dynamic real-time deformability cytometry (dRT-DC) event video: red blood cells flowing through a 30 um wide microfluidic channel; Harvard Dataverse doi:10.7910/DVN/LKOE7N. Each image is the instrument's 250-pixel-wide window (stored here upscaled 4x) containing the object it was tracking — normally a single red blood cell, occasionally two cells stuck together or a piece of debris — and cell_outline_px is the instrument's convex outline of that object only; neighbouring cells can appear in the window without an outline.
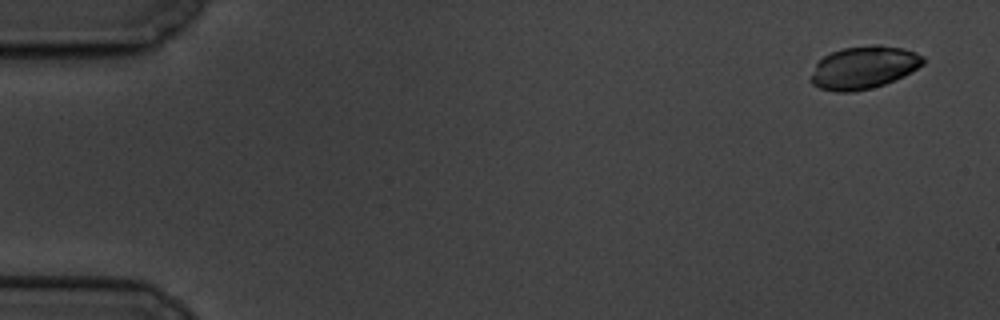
{"species": "common noctule bat (a hibernating species)", "species_latin": "Nyctalus noctula", "temperature_condition": "cold", "stored_images_in_passage": 5, "camera_frame_rate_fps": 3000, "um_per_image_px": 0.085, "animal": {"sex": "male", "body_mass_g": 19.5, "forearm_length_mm": 54.6}, "frame": {"image": 1, "passage_image": 1, "time_ms": 0.0, "image_size_px": [1000, 320], "cell_outline_px": [[924, 64], [904, 76], [884, 84], [852, 92], [836, 92], [820, 88], [812, 84], [808, 80], [816, 64], [824, 56], [832, 52], [844, 48], [872, 44], [880, 44], [900, 48], [916, 52], [924, 56]], "centroid_in_image_um": [73.41, 5.73], "position_along_channel_um": 11.6, "area_um2": 27.92}}